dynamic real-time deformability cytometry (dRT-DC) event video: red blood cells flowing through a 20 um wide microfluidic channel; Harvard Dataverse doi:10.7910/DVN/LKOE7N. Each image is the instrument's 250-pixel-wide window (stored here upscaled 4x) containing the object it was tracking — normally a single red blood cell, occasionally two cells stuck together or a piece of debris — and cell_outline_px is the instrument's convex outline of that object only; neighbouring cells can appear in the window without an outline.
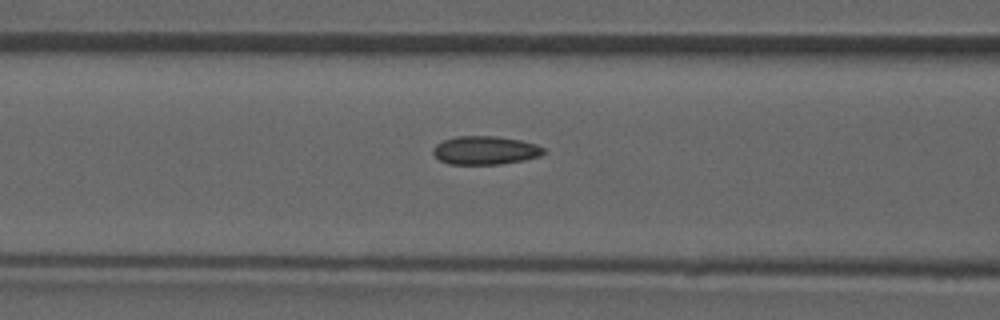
{"species": "common noctule bat (a hibernating species)", "species_latin": "Nyctalus noctula", "temperature_condition": "room temperature", "stored_images_in_passage": 6, "camera_frame_rate_fps": 3000, "um_per_image_px": 0.085, "animal": {"sex": "male", "forearm_length_mm": 52.5}, "frame": {"image": 1, "passage_image": 6, "time_ms": 7.333, "image_size_px": [1000, 320], "cell_outline_px": [[548, 152], [540, 156], [524, 160], [500, 164], [448, 164], [440, 160], [432, 152], [432, 148], [440, 140], [456, 136], [496, 136], [520, 140], [536, 144], [544, 148]], "centroid_in_image_um": [41.24, 12.77], "position_along_channel_um": 125.4, "area_um2": 18.55}}